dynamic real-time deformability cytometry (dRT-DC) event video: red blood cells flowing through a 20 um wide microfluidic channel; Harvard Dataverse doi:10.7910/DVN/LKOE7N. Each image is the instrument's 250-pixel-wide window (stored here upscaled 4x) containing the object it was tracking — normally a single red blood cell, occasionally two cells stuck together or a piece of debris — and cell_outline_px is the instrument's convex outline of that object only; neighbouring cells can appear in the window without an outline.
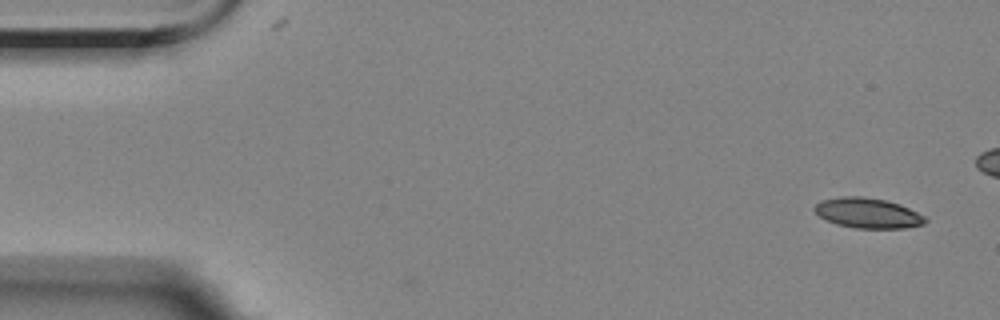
{"species": "Egyptian fruit bat (a non-hibernating species)", "species_latin": "Rousettus aegyptiacus", "temperature_condition": "room temperature", "stored_images_in_passage": 4, "segment_of_instrument_passage": [2, 2], "camera_frame_rate_fps": 3000, "um_per_image_px": 0.085, "animal": {"sex": "female"}, "frame": {"image": 1, "passage_image": 4, "time_ms": 4.333, "image_size_px": [1000, 320], "cell_outline_px": [[928, 220], [924, 224], [904, 228], [856, 228], [836, 224], [820, 216], [812, 208], [820, 200], [840, 196], [860, 196], [884, 200], [900, 204], [924, 216]], "centroid_in_image_um": [73.74, 18.1], "position_along_channel_um": 11.3, "area_um2": 19.36}}